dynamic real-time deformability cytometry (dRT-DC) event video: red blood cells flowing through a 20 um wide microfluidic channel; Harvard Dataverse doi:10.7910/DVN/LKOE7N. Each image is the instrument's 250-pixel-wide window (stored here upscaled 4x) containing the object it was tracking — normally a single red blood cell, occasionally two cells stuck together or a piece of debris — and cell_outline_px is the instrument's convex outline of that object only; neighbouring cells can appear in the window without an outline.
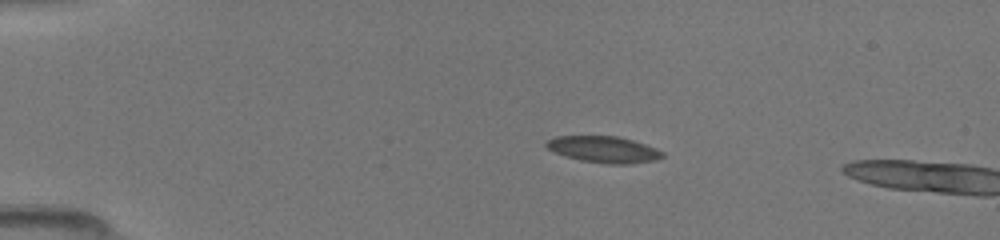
{"species": "common noctule bat (a hibernating species)", "species_latin": "Nyctalus noctula", "temperature_condition": "room temperature", "stored_images_in_passage": 12, "camera_frame_rate_fps": 3000, "um_per_image_px": 0.085, "animal": {"sex": "female", "body_mass_g": 19.5, "forearm_length_mm": 54.1}, "frame": {"image": 1, "passage_image": 10, "time_ms": 3.0, "image_size_px": [1000, 240], "cell_outline_px": [[664, 156], [656, 160], [628, 164], [608, 164], [580, 160], [556, 152], [548, 148], [544, 144], [548, 140], [556, 136], [616, 136], [632, 140], [656, 148], [664, 152]], "centroid_in_image_um": [51.35, 12.7], "position_along_channel_um": 33.7, "area_um2": 17.69}}